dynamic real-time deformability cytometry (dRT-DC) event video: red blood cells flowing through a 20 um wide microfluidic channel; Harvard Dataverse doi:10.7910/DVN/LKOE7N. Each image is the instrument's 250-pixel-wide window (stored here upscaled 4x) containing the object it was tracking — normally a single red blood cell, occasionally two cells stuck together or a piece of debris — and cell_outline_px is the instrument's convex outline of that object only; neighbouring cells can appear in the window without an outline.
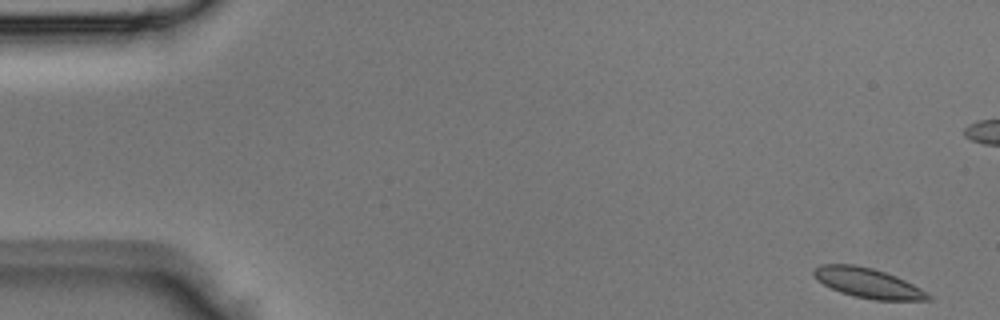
{"species": "Egyptian fruit bat (a non-hibernating species)", "species_latin": "Rousettus aegyptiacus", "temperature_condition": "room temperature", "stored_images_in_passage": 5, "camera_frame_rate_fps": 3000, "um_per_image_px": 0.085, "animal": {"sex": "male"}, "frame": {"image": 1, "passage_image": 1, "time_ms": 0.0, "image_size_px": [1000, 320], "cell_outline_px": [[932, 300], [872, 300], [840, 292], [816, 280], [812, 276], [812, 268], [820, 264], [856, 264], [872, 268], [896, 276], [928, 292], [932, 296]], "centroid_in_image_um": [73.74, 24.04], "position_along_channel_um": 11.3, "area_um2": 20.0}}
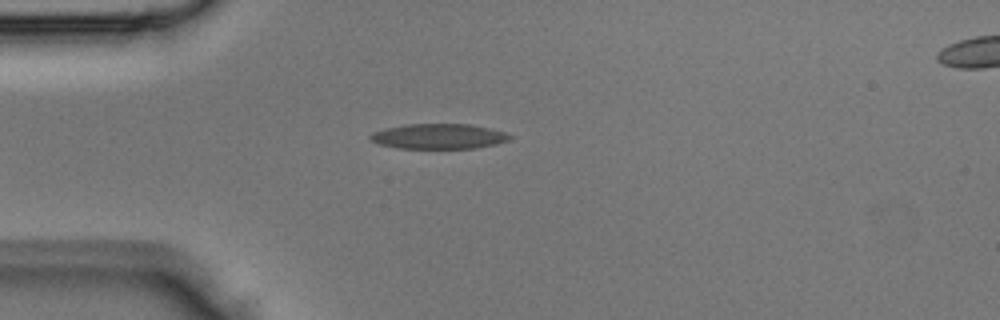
{"frame": {"image": 2, "passage_image": 5, "time_ms": 1.333, "image_size_px": [1000, 320], "cell_outline_px": [[512, 136], [508, 140], [496, 144], [476, 148], [400, 148], [380, 144], [372, 140], [368, 136], [372, 132], [384, 128], [408, 124], [472, 124], [504, 132]], "centroid_in_image_um": [37.28, 11.58], "position_along_channel_um": 47.7, "area_um2": 20.29}}